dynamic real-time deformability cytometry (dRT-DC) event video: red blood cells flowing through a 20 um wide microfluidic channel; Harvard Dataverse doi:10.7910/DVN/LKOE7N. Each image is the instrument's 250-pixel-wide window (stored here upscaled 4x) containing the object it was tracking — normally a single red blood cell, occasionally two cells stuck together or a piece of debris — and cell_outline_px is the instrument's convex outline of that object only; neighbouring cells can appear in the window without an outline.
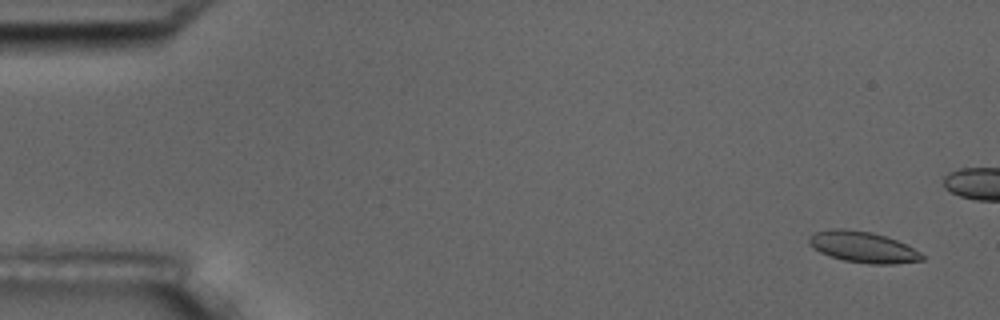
{"species": "common noctule bat (a hibernating species)", "species_latin": "Nyctalus noctula", "temperature_condition": "room temperature", "stored_images_in_passage": 6, "camera_frame_rate_fps": 3000, "um_per_image_px": 0.085, "animal": {"sex": "male", "body_mass_g": 17.5, "forearm_length_mm": 52.3}, "frame": {"image": 1, "passage_image": 1, "time_ms": 0.0, "image_size_px": [1000, 320], "cell_outline_px": [[924, 260], [896, 264], [868, 264], [844, 260], [828, 256], [812, 248], [808, 244], [808, 236], [816, 232], [832, 228], [844, 228], [872, 232], [896, 240], [920, 252], [924, 256]], "centroid_in_image_um": [73.31, 21.0], "position_along_channel_um": 11.7, "area_um2": 20.58}}